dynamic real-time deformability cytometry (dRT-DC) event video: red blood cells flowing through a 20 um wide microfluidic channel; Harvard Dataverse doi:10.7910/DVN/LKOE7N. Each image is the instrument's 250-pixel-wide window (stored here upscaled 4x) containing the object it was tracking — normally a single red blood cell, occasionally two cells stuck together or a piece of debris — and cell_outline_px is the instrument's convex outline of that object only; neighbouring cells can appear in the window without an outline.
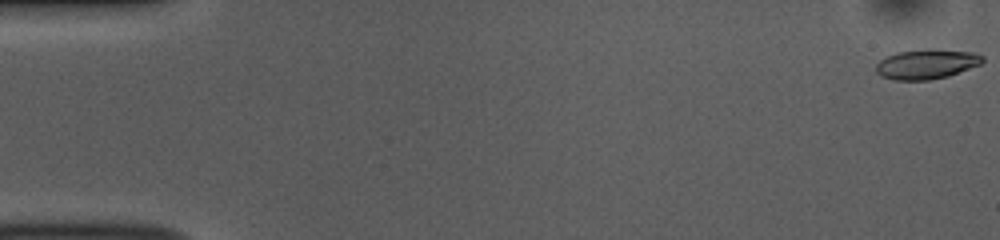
{"species": "common noctule bat (a hibernating species)", "species_latin": "Nyctalus noctula", "temperature_condition": "room temperature", "stored_images_in_passage": 54, "camera_frame_rate_fps": 3000, "um_per_image_px": 0.085, "animal": {"sex": "female", "body_mass_g": 10.0, "forearm_length_mm": 53.1}, "frame": {"image": 1, "passage_image": 1, "time_ms": 0.0, "image_size_px": [1000, 240], "cell_outline_px": [[984, 60], [980, 64], [948, 76], [928, 80], [892, 80], [880, 76], [876, 72], [876, 64], [880, 60], [896, 52], [924, 48], [932, 48], [976, 52], [984, 56]], "centroid_in_image_um": [78.75, 5.43], "position_along_channel_um": 6.2, "area_um2": 18.79}}
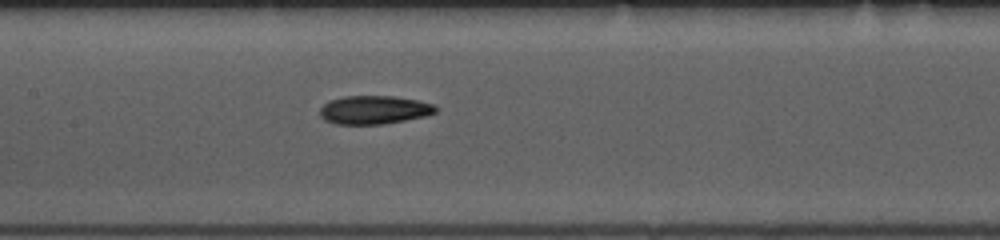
{"frame": {"image": 2, "passage_image": 26, "time_ms": 8.333, "image_size_px": [1000, 240], "cell_outline_px": [[440, 108], [436, 112], [424, 116], [384, 124], [336, 124], [324, 120], [320, 116], [320, 108], [328, 100], [344, 96], [392, 96], [416, 100], [432, 104]], "centroid_in_image_um": [31.77, 9.34], "position_along_channel_um": 175.6, "area_um2": 19.19}}
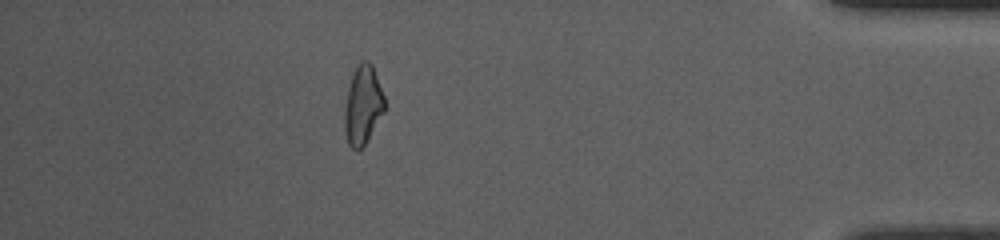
{"frame": {"image": 3, "passage_image": 48, "time_ms": 15.667, "image_size_px": [1000, 240], "cell_outline_px": [[384, 112], [364, 144], [356, 152], [348, 144], [344, 132], [344, 112], [348, 88], [352, 76], [360, 60], [368, 60], [372, 64], [384, 96]], "centroid_in_image_um": [30.83, 8.94], "position_along_channel_um": 404.4, "area_um2": 18.21}, "authors_computed_cell_mechanics": {"area_um2": 18.7561, "velocity_mm_per_s": 3.7421, "shape_relaxation_time_tau1_ms": 4.1016, "shape_relaxation_time_tau2_ms": 5.325, "deformation_change_tau1": 0.1649, "deformation_change_tau2": 0.1406}}